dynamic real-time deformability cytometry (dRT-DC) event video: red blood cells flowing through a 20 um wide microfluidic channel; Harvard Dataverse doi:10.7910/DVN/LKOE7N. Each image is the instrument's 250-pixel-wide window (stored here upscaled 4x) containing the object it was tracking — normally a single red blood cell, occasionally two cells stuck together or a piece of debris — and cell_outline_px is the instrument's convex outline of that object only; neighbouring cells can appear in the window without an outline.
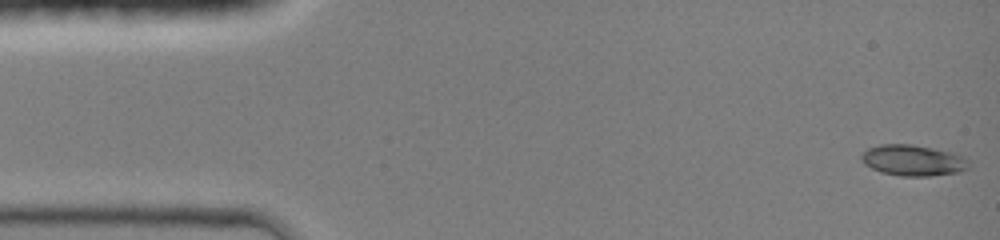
{"species": "common noctule bat (a hibernating species)", "species_latin": "Nyctalus noctula", "temperature_condition": "room temperature", "stored_images_in_passage": 45, "camera_frame_rate_fps": 3000, "um_per_image_px": 0.085, "animal": {"sex": "female", "body_mass_g": 19.0, "forearm_length_mm": 51.5}, "frame": {"image": 1, "passage_image": 1, "time_ms": 0.0, "image_size_px": [1000, 240], "cell_outline_px": [[968, 168], [960, 172], [928, 176], [900, 176], [880, 172], [864, 164], [860, 160], [860, 156], [868, 148], [880, 144], [912, 144], [952, 152], [968, 160]], "centroid_in_image_um": [77.57, 13.63], "position_along_channel_um": 7.4, "area_um2": 19.36}}
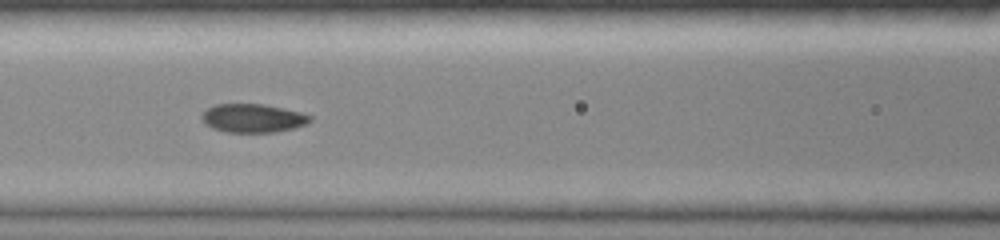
{"frame": {"image": 2, "passage_image": 19, "time_ms": 6.0, "image_size_px": [1000, 240], "cell_outline_px": [[312, 120], [308, 124], [296, 128], [276, 132], [224, 132], [212, 128], [200, 116], [208, 108], [216, 104], [264, 104], [284, 108], [300, 112], [312, 116]], "centroid_in_image_um": [21.55, 10.05], "position_along_channel_um": 145.0, "area_um2": 18.09}}
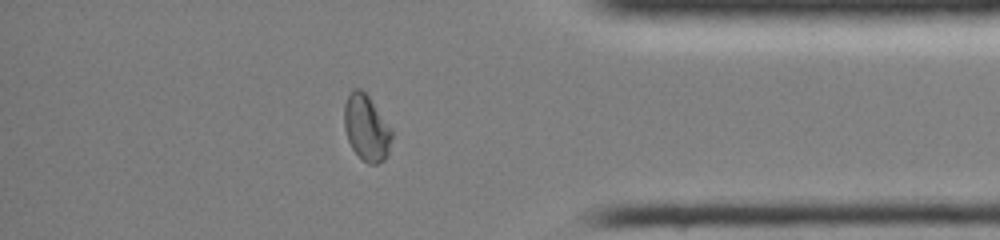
{"frame": {"image": 3, "passage_image": 38, "time_ms": 12.333, "image_size_px": [1000, 240], "cell_outline_px": [[392, 136], [388, 152], [384, 160], [376, 164], [368, 164], [352, 148], [348, 140], [344, 128], [344, 104], [352, 88], [360, 88], [368, 96], [392, 128]], "centroid_in_image_um": [31.14, 10.85], "position_along_channel_um": 404.1, "area_um2": 18.21}, "authors_computed_cell_mechanics": {"area_um2": 18.496, "velocity_mm_per_s": 4.2801, "shape_relaxation_time_tau1_ms": null, "shape_relaxation_time_tau2_ms": 0.955, "deformation_change_tau1": null, "deformation_change_tau2": 0.0291}}